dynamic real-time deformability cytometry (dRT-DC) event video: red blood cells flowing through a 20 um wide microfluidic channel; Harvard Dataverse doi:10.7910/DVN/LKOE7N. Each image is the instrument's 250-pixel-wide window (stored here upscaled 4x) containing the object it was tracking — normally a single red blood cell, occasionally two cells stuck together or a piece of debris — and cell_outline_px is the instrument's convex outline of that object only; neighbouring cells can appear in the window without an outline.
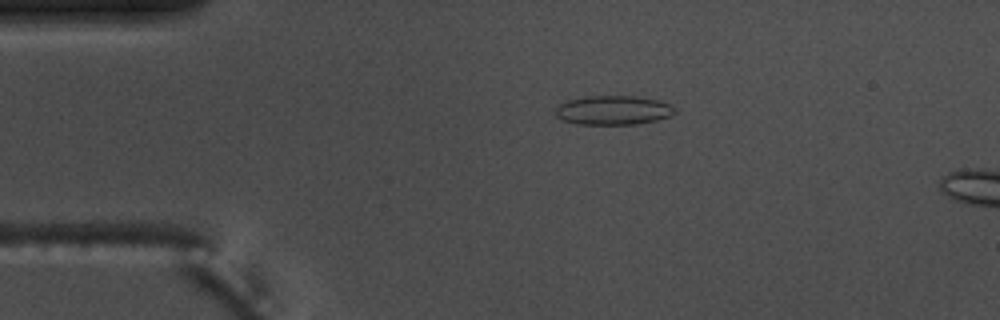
{"species": "common noctule bat (a hibernating species)", "species_latin": "Nyctalus noctula", "temperature_condition": "warm", "stored_images_in_passage": 5, "camera_frame_rate_fps": 3000, "um_per_image_px": 0.085, "animal": {"sex": "male", "body_mass_g": 17.5, "forearm_length_mm": 52.3}, "frame": {"image": 1, "passage_image": 4, "time_ms": 1.0, "image_size_px": [1000, 320], "cell_outline_px": [[676, 112], [668, 116], [656, 120], [636, 124], [576, 124], [560, 120], [556, 116], [556, 108], [560, 104], [568, 100], [588, 96], [636, 96], [660, 100], [672, 104], [676, 108]], "centroid_in_image_um": [52.14, 9.36], "position_along_channel_um": 32.9, "area_um2": 20.4}}